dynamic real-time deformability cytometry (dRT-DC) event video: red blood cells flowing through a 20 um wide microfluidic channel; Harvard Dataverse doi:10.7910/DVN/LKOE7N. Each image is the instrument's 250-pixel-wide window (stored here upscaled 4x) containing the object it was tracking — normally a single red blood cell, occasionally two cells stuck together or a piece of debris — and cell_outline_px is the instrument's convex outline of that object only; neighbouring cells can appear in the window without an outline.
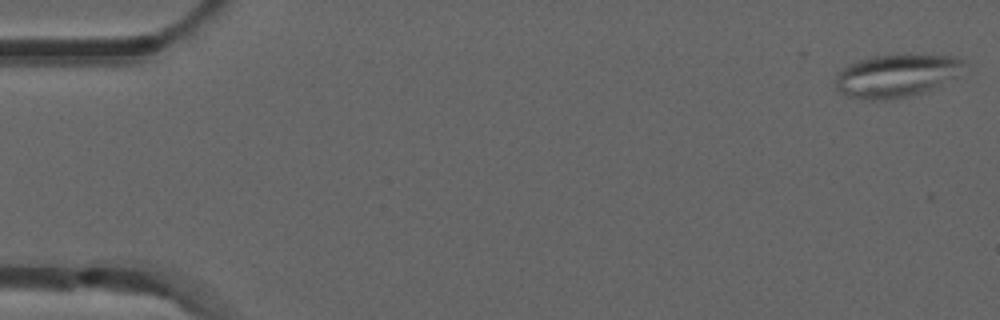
{"species": "common noctule bat (a hibernating species)", "species_latin": "Nyctalus noctula", "temperature_condition": "room temperature", "stored_images_in_passage": 5, "camera_frame_rate_fps": 3000, "um_per_image_px": 0.085, "animal": {"sex": "male", "forearm_length_mm": 52.5}, "frame": {"image": 1, "passage_image": 1, "time_ms": 0.0, "image_size_px": [1000, 320], "cell_outline_px": [[964, 64], [956, 76], [924, 92], [908, 96], [888, 100], [864, 100], [848, 96], [840, 92], [836, 88], [836, 72], [848, 64], [856, 60], [872, 56], [908, 52], [956, 56], [964, 60]], "centroid_in_image_um": [76.16, 6.39], "position_along_channel_um": 8.8, "area_um2": 32.89}}